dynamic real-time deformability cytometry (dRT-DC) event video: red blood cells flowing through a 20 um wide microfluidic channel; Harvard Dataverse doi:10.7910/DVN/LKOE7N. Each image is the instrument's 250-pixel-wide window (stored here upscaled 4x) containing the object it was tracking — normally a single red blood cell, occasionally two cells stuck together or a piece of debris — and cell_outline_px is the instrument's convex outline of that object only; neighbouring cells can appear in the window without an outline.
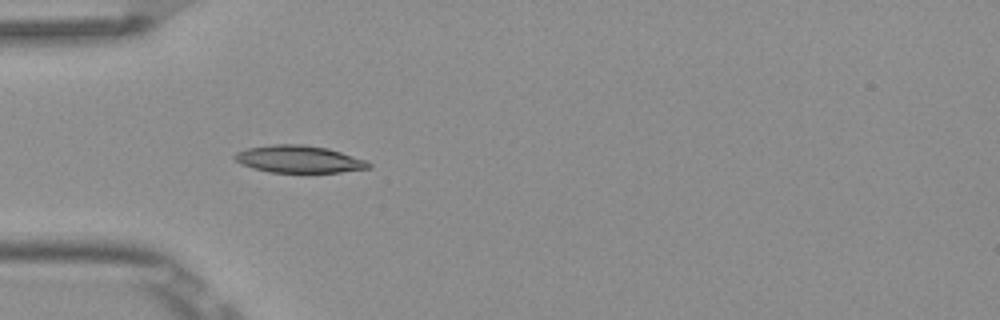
{"species": "Egyptian fruit bat (a non-hibernating species)", "species_latin": "Rousettus aegyptiacus", "temperature_condition": "room temperature", "stored_images_in_passage": 8, "camera_frame_rate_fps": 3000, "um_per_image_px": 0.085, "frame": {"image": 1, "passage_image": 5, "time_ms": 1.333, "image_size_px": [1000, 320], "cell_outline_px": [[372, 168], [340, 172], [268, 172], [252, 168], [240, 164], [232, 156], [236, 152], [248, 148], [272, 144], [304, 144], [328, 148], [364, 160], [372, 164]], "centroid_in_image_um": [25.38, 13.53], "position_along_channel_um": 59.6, "area_um2": 21.27}}
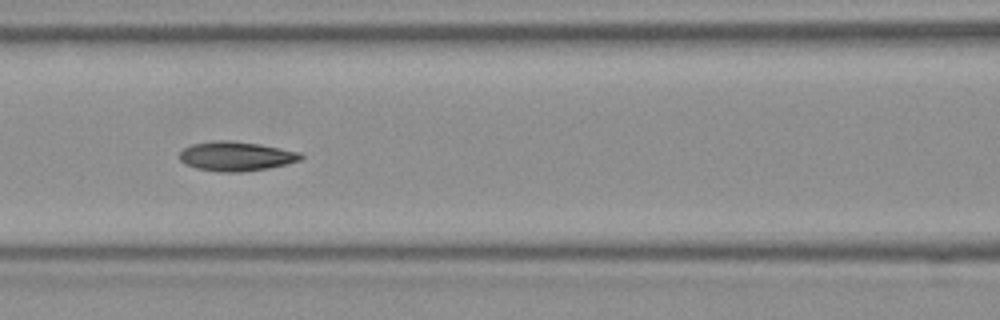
{"frame": {"image": 2, "passage_image": 7, "time_ms": 2.0, "image_size_px": [1000, 320], "cell_outline_px": [[304, 156], [300, 160], [288, 164], [268, 168], [240, 172], [220, 172], [196, 168], [184, 164], [180, 160], [180, 152], [184, 148], [192, 144], [216, 140], [228, 140], [260, 144], [300, 152]], "centroid_in_image_um": [20.07, 13.28], "position_along_channel_um": 146.5, "area_um2": 20.81}}
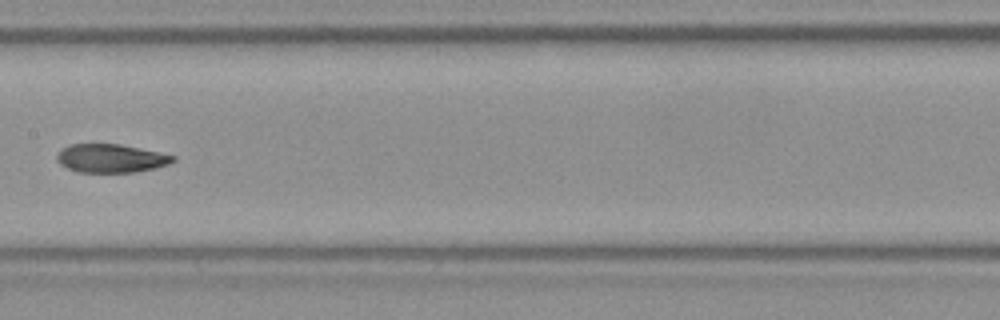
{"frame": {"image": 3, "passage_image": 8, "time_ms": 2.333, "image_size_px": [1000, 320], "cell_outline_px": [[176, 160], [168, 164], [156, 168], [136, 172], [76, 172], [60, 164], [56, 160], [56, 152], [60, 148], [68, 144], [120, 144], [176, 156]], "centroid_in_image_um": [9.38, 13.45], "position_along_channel_um": 198.0, "area_um2": 19.42}}